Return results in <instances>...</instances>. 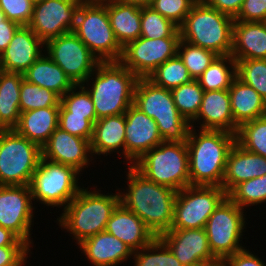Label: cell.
<instances>
[{
  "mask_svg": "<svg viewBox=\"0 0 266 266\" xmlns=\"http://www.w3.org/2000/svg\"><path fill=\"white\" fill-rule=\"evenodd\" d=\"M126 192L119 190L120 203L136 214L159 237L171 229L177 191L147 179L133 165L127 166Z\"/></svg>",
  "mask_w": 266,
  "mask_h": 266,
  "instance_id": "obj_1",
  "label": "cell"
},
{
  "mask_svg": "<svg viewBox=\"0 0 266 266\" xmlns=\"http://www.w3.org/2000/svg\"><path fill=\"white\" fill-rule=\"evenodd\" d=\"M191 127L186 141L190 185L220 186L228 153L236 134L223 130H201Z\"/></svg>",
  "mask_w": 266,
  "mask_h": 266,
  "instance_id": "obj_2",
  "label": "cell"
},
{
  "mask_svg": "<svg viewBox=\"0 0 266 266\" xmlns=\"http://www.w3.org/2000/svg\"><path fill=\"white\" fill-rule=\"evenodd\" d=\"M137 80L138 77L120 61L101 62L81 84L90 94L97 120L125 113L133 104Z\"/></svg>",
  "mask_w": 266,
  "mask_h": 266,
  "instance_id": "obj_3",
  "label": "cell"
},
{
  "mask_svg": "<svg viewBox=\"0 0 266 266\" xmlns=\"http://www.w3.org/2000/svg\"><path fill=\"white\" fill-rule=\"evenodd\" d=\"M88 188L83 186L57 218L58 225L73 235L77 245L105 231L112 212L120 203L119 191L104 194L99 189L88 191Z\"/></svg>",
  "mask_w": 266,
  "mask_h": 266,
  "instance_id": "obj_4",
  "label": "cell"
},
{
  "mask_svg": "<svg viewBox=\"0 0 266 266\" xmlns=\"http://www.w3.org/2000/svg\"><path fill=\"white\" fill-rule=\"evenodd\" d=\"M234 18L198 0L179 27L180 38L190 44L231 55Z\"/></svg>",
  "mask_w": 266,
  "mask_h": 266,
  "instance_id": "obj_5",
  "label": "cell"
},
{
  "mask_svg": "<svg viewBox=\"0 0 266 266\" xmlns=\"http://www.w3.org/2000/svg\"><path fill=\"white\" fill-rule=\"evenodd\" d=\"M133 104L157 123L163 142H186L191 123L177 110L171 90L138 78Z\"/></svg>",
  "mask_w": 266,
  "mask_h": 266,
  "instance_id": "obj_6",
  "label": "cell"
},
{
  "mask_svg": "<svg viewBox=\"0 0 266 266\" xmlns=\"http://www.w3.org/2000/svg\"><path fill=\"white\" fill-rule=\"evenodd\" d=\"M186 142H162L133 166L147 179L180 191L190 185Z\"/></svg>",
  "mask_w": 266,
  "mask_h": 266,
  "instance_id": "obj_7",
  "label": "cell"
},
{
  "mask_svg": "<svg viewBox=\"0 0 266 266\" xmlns=\"http://www.w3.org/2000/svg\"><path fill=\"white\" fill-rule=\"evenodd\" d=\"M100 62H118L123 48L115 38L105 3L81 2L72 30Z\"/></svg>",
  "mask_w": 266,
  "mask_h": 266,
  "instance_id": "obj_8",
  "label": "cell"
},
{
  "mask_svg": "<svg viewBox=\"0 0 266 266\" xmlns=\"http://www.w3.org/2000/svg\"><path fill=\"white\" fill-rule=\"evenodd\" d=\"M42 157L41 148L15 129H0V185H28Z\"/></svg>",
  "mask_w": 266,
  "mask_h": 266,
  "instance_id": "obj_9",
  "label": "cell"
},
{
  "mask_svg": "<svg viewBox=\"0 0 266 266\" xmlns=\"http://www.w3.org/2000/svg\"><path fill=\"white\" fill-rule=\"evenodd\" d=\"M79 176L80 173L73 167L41 157L29 184L32 200L47 207L64 209L81 189Z\"/></svg>",
  "mask_w": 266,
  "mask_h": 266,
  "instance_id": "obj_10",
  "label": "cell"
},
{
  "mask_svg": "<svg viewBox=\"0 0 266 266\" xmlns=\"http://www.w3.org/2000/svg\"><path fill=\"white\" fill-rule=\"evenodd\" d=\"M244 210L227 197L206 222L204 229L216 258L225 259L246 248L240 243L247 224Z\"/></svg>",
  "mask_w": 266,
  "mask_h": 266,
  "instance_id": "obj_11",
  "label": "cell"
},
{
  "mask_svg": "<svg viewBox=\"0 0 266 266\" xmlns=\"http://www.w3.org/2000/svg\"><path fill=\"white\" fill-rule=\"evenodd\" d=\"M227 198L220 186L189 185L176 194L171 229L204 228L214 210Z\"/></svg>",
  "mask_w": 266,
  "mask_h": 266,
  "instance_id": "obj_12",
  "label": "cell"
},
{
  "mask_svg": "<svg viewBox=\"0 0 266 266\" xmlns=\"http://www.w3.org/2000/svg\"><path fill=\"white\" fill-rule=\"evenodd\" d=\"M45 53L75 85L87 81L101 63L73 31L47 41Z\"/></svg>",
  "mask_w": 266,
  "mask_h": 266,
  "instance_id": "obj_13",
  "label": "cell"
},
{
  "mask_svg": "<svg viewBox=\"0 0 266 266\" xmlns=\"http://www.w3.org/2000/svg\"><path fill=\"white\" fill-rule=\"evenodd\" d=\"M32 201L28 185H0V226L10 230L30 248L33 244L30 239L33 210L36 209Z\"/></svg>",
  "mask_w": 266,
  "mask_h": 266,
  "instance_id": "obj_14",
  "label": "cell"
},
{
  "mask_svg": "<svg viewBox=\"0 0 266 266\" xmlns=\"http://www.w3.org/2000/svg\"><path fill=\"white\" fill-rule=\"evenodd\" d=\"M180 39H148L140 36L123 48L120 62L138 78H148L159 65L177 55Z\"/></svg>",
  "mask_w": 266,
  "mask_h": 266,
  "instance_id": "obj_15",
  "label": "cell"
},
{
  "mask_svg": "<svg viewBox=\"0 0 266 266\" xmlns=\"http://www.w3.org/2000/svg\"><path fill=\"white\" fill-rule=\"evenodd\" d=\"M82 0H42L34 3L28 27L44 42L71 32Z\"/></svg>",
  "mask_w": 266,
  "mask_h": 266,
  "instance_id": "obj_16",
  "label": "cell"
},
{
  "mask_svg": "<svg viewBox=\"0 0 266 266\" xmlns=\"http://www.w3.org/2000/svg\"><path fill=\"white\" fill-rule=\"evenodd\" d=\"M125 160L133 165L146 152L163 142L157 123L132 104L125 112Z\"/></svg>",
  "mask_w": 266,
  "mask_h": 266,
  "instance_id": "obj_17",
  "label": "cell"
},
{
  "mask_svg": "<svg viewBox=\"0 0 266 266\" xmlns=\"http://www.w3.org/2000/svg\"><path fill=\"white\" fill-rule=\"evenodd\" d=\"M41 150L42 158L71 166L80 174L93 159L89 140L71 135L60 127L55 129Z\"/></svg>",
  "mask_w": 266,
  "mask_h": 266,
  "instance_id": "obj_18",
  "label": "cell"
},
{
  "mask_svg": "<svg viewBox=\"0 0 266 266\" xmlns=\"http://www.w3.org/2000/svg\"><path fill=\"white\" fill-rule=\"evenodd\" d=\"M183 266H202L217 259L204 228L170 229L159 236Z\"/></svg>",
  "mask_w": 266,
  "mask_h": 266,
  "instance_id": "obj_19",
  "label": "cell"
},
{
  "mask_svg": "<svg viewBox=\"0 0 266 266\" xmlns=\"http://www.w3.org/2000/svg\"><path fill=\"white\" fill-rule=\"evenodd\" d=\"M42 47L45 43L28 26H20L0 55V70L23 74L43 54Z\"/></svg>",
  "mask_w": 266,
  "mask_h": 266,
  "instance_id": "obj_20",
  "label": "cell"
},
{
  "mask_svg": "<svg viewBox=\"0 0 266 266\" xmlns=\"http://www.w3.org/2000/svg\"><path fill=\"white\" fill-rule=\"evenodd\" d=\"M200 124L199 130H223L233 134L238 131L234 122L228 90L204 91L200 111L191 122Z\"/></svg>",
  "mask_w": 266,
  "mask_h": 266,
  "instance_id": "obj_21",
  "label": "cell"
},
{
  "mask_svg": "<svg viewBox=\"0 0 266 266\" xmlns=\"http://www.w3.org/2000/svg\"><path fill=\"white\" fill-rule=\"evenodd\" d=\"M105 231L124 242L133 252L156 238L146 224L121 203L112 212Z\"/></svg>",
  "mask_w": 266,
  "mask_h": 266,
  "instance_id": "obj_22",
  "label": "cell"
},
{
  "mask_svg": "<svg viewBox=\"0 0 266 266\" xmlns=\"http://www.w3.org/2000/svg\"><path fill=\"white\" fill-rule=\"evenodd\" d=\"M265 174L266 158L235 142L227 156L222 188L228 194L236 185Z\"/></svg>",
  "mask_w": 266,
  "mask_h": 266,
  "instance_id": "obj_23",
  "label": "cell"
},
{
  "mask_svg": "<svg viewBox=\"0 0 266 266\" xmlns=\"http://www.w3.org/2000/svg\"><path fill=\"white\" fill-rule=\"evenodd\" d=\"M78 246L94 266H117L133 256L124 242L106 231L84 239Z\"/></svg>",
  "mask_w": 266,
  "mask_h": 266,
  "instance_id": "obj_24",
  "label": "cell"
},
{
  "mask_svg": "<svg viewBox=\"0 0 266 266\" xmlns=\"http://www.w3.org/2000/svg\"><path fill=\"white\" fill-rule=\"evenodd\" d=\"M231 56L235 61L266 59V23L234 21Z\"/></svg>",
  "mask_w": 266,
  "mask_h": 266,
  "instance_id": "obj_25",
  "label": "cell"
},
{
  "mask_svg": "<svg viewBox=\"0 0 266 266\" xmlns=\"http://www.w3.org/2000/svg\"><path fill=\"white\" fill-rule=\"evenodd\" d=\"M125 127V113L98 119L94 123L90 142L92 156L95 154L108 156L115 152L119 155L122 153L125 158Z\"/></svg>",
  "mask_w": 266,
  "mask_h": 266,
  "instance_id": "obj_26",
  "label": "cell"
},
{
  "mask_svg": "<svg viewBox=\"0 0 266 266\" xmlns=\"http://www.w3.org/2000/svg\"><path fill=\"white\" fill-rule=\"evenodd\" d=\"M60 107H46L21 112L14 128L20 135L42 148L58 127Z\"/></svg>",
  "mask_w": 266,
  "mask_h": 266,
  "instance_id": "obj_27",
  "label": "cell"
},
{
  "mask_svg": "<svg viewBox=\"0 0 266 266\" xmlns=\"http://www.w3.org/2000/svg\"><path fill=\"white\" fill-rule=\"evenodd\" d=\"M234 122L241 124L266 115V101L259 93L237 77L228 89Z\"/></svg>",
  "mask_w": 266,
  "mask_h": 266,
  "instance_id": "obj_28",
  "label": "cell"
},
{
  "mask_svg": "<svg viewBox=\"0 0 266 266\" xmlns=\"http://www.w3.org/2000/svg\"><path fill=\"white\" fill-rule=\"evenodd\" d=\"M27 82L46 88L60 98L75 84L45 52L23 73Z\"/></svg>",
  "mask_w": 266,
  "mask_h": 266,
  "instance_id": "obj_29",
  "label": "cell"
},
{
  "mask_svg": "<svg viewBox=\"0 0 266 266\" xmlns=\"http://www.w3.org/2000/svg\"><path fill=\"white\" fill-rule=\"evenodd\" d=\"M105 6L115 38L122 48L141 36V7L117 0L106 2Z\"/></svg>",
  "mask_w": 266,
  "mask_h": 266,
  "instance_id": "obj_30",
  "label": "cell"
},
{
  "mask_svg": "<svg viewBox=\"0 0 266 266\" xmlns=\"http://www.w3.org/2000/svg\"><path fill=\"white\" fill-rule=\"evenodd\" d=\"M22 73L0 70V129H14L20 119Z\"/></svg>",
  "mask_w": 266,
  "mask_h": 266,
  "instance_id": "obj_31",
  "label": "cell"
},
{
  "mask_svg": "<svg viewBox=\"0 0 266 266\" xmlns=\"http://www.w3.org/2000/svg\"><path fill=\"white\" fill-rule=\"evenodd\" d=\"M236 77V61L231 55L218 56L196 80L204 91L228 90Z\"/></svg>",
  "mask_w": 266,
  "mask_h": 266,
  "instance_id": "obj_32",
  "label": "cell"
},
{
  "mask_svg": "<svg viewBox=\"0 0 266 266\" xmlns=\"http://www.w3.org/2000/svg\"><path fill=\"white\" fill-rule=\"evenodd\" d=\"M147 79L154 85L169 90L193 80L178 55L159 65Z\"/></svg>",
  "mask_w": 266,
  "mask_h": 266,
  "instance_id": "obj_33",
  "label": "cell"
},
{
  "mask_svg": "<svg viewBox=\"0 0 266 266\" xmlns=\"http://www.w3.org/2000/svg\"><path fill=\"white\" fill-rule=\"evenodd\" d=\"M171 94L178 112L191 123L200 111L204 94L198 81L192 80L173 88Z\"/></svg>",
  "mask_w": 266,
  "mask_h": 266,
  "instance_id": "obj_34",
  "label": "cell"
},
{
  "mask_svg": "<svg viewBox=\"0 0 266 266\" xmlns=\"http://www.w3.org/2000/svg\"><path fill=\"white\" fill-rule=\"evenodd\" d=\"M236 142L247 151L266 158V115L241 124Z\"/></svg>",
  "mask_w": 266,
  "mask_h": 266,
  "instance_id": "obj_35",
  "label": "cell"
},
{
  "mask_svg": "<svg viewBox=\"0 0 266 266\" xmlns=\"http://www.w3.org/2000/svg\"><path fill=\"white\" fill-rule=\"evenodd\" d=\"M141 37H180L179 27L150 6L141 7Z\"/></svg>",
  "mask_w": 266,
  "mask_h": 266,
  "instance_id": "obj_36",
  "label": "cell"
},
{
  "mask_svg": "<svg viewBox=\"0 0 266 266\" xmlns=\"http://www.w3.org/2000/svg\"><path fill=\"white\" fill-rule=\"evenodd\" d=\"M132 257L134 266H183L159 237L133 252Z\"/></svg>",
  "mask_w": 266,
  "mask_h": 266,
  "instance_id": "obj_37",
  "label": "cell"
},
{
  "mask_svg": "<svg viewBox=\"0 0 266 266\" xmlns=\"http://www.w3.org/2000/svg\"><path fill=\"white\" fill-rule=\"evenodd\" d=\"M177 55L180 57L193 80L200 77L219 56L215 52L190 44L180 39Z\"/></svg>",
  "mask_w": 266,
  "mask_h": 266,
  "instance_id": "obj_38",
  "label": "cell"
},
{
  "mask_svg": "<svg viewBox=\"0 0 266 266\" xmlns=\"http://www.w3.org/2000/svg\"><path fill=\"white\" fill-rule=\"evenodd\" d=\"M20 112L46 107H60V97L46 88L22 80L20 86Z\"/></svg>",
  "mask_w": 266,
  "mask_h": 266,
  "instance_id": "obj_39",
  "label": "cell"
},
{
  "mask_svg": "<svg viewBox=\"0 0 266 266\" xmlns=\"http://www.w3.org/2000/svg\"><path fill=\"white\" fill-rule=\"evenodd\" d=\"M227 197L242 209L266 203V174L236 185Z\"/></svg>",
  "mask_w": 266,
  "mask_h": 266,
  "instance_id": "obj_40",
  "label": "cell"
},
{
  "mask_svg": "<svg viewBox=\"0 0 266 266\" xmlns=\"http://www.w3.org/2000/svg\"><path fill=\"white\" fill-rule=\"evenodd\" d=\"M236 77L254 88L266 101V59L236 61Z\"/></svg>",
  "mask_w": 266,
  "mask_h": 266,
  "instance_id": "obj_41",
  "label": "cell"
},
{
  "mask_svg": "<svg viewBox=\"0 0 266 266\" xmlns=\"http://www.w3.org/2000/svg\"><path fill=\"white\" fill-rule=\"evenodd\" d=\"M60 104L72 115L85 116L93 125L97 121L94 104L88 91L81 85H74L60 98Z\"/></svg>",
  "mask_w": 266,
  "mask_h": 266,
  "instance_id": "obj_42",
  "label": "cell"
},
{
  "mask_svg": "<svg viewBox=\"0 0 266 266\" xmlns=\"http://www.w3.org/2000/svg\"><path fill=\"white\" fill-rule=\"evenodd\" d=\"M198 0H152L150 7L180 27Z\"/></svg>",
  "mask_w": 266,
  "mask_h": 266,
  "instance_id": "obj_43",
  "label": "cell"
},
{
  "mask_svg": "<svg viewBox=\"0 0 266 266\" xmlns=\"http://www.w3.org/2000/svg\"><path fill=\"white\" fill-rule=\"evenodd\" d=\"M58 127L71 135L87 139L91 142L94 125L85 116L72 115L61 104L59 109Z\"/></svg>",
  "mask_w": 266,
  "mask_h": 266,
  "instance_id": "obj_44",
  "label": "cell"
},
{
  "mask_svg": "<svg viewBox=\"0 0 266 266\" xmlns=\"http://www.w3.org/2000/svg\"><path fill=\"white\" fill-rule=\"evenodd\" d=\"M34 3L31 0H0V9L8 20L27 26L33 14Z\"/></svg>",
  "mask_w": 266,
  "mask_h": 266,
  "instance_id": "obj_45",
  "label": "cell"
},
{
  "mask_svg": "<svg viewBox=\"0 0 266 266\" xmlns=\"http://www.w3.org/2000/svg\"><path fill=\"white\" fill-rule=\"evenodd\" d=\"M234 20L241 22H265L266 0H244Z\"/></svg>",
  "mask_w": 266,
  "mask_h": 266,
  "instance_id": "obj_46",
  "label": "cell"
},
{
  "mask_svg": "<svg viewBox=\"0 0 266 266\" xmlns=\"http://www.w3.org/2000/svg\"><path fill=\"white\" fill-rule=\"evenodd\" d=\"M29 246H1L0 266H24L30 252Z\"/></svg>",
  "mask_w": 266,
  "mask_h": 266,
  "instance_id": "obj_47",
  "label": "cell"
},
{
  "mask_svg": "<svg viewBox=\"0 0 266 266\" xmlns=\"http://www.w3.org/2000/svg\"><path fill=\"white\" fill-rule=\"evenodd\" d=\"M225 259L230 266H266L261 258L245 248Z\"/></svg>",
  "mask_w": 266,
  "mask_h": 266,
  "instance_id": "obj_48",
  "label": "cell"
},
{
  "mask_svg": "<svg viewBox=\"0 0 266 266\" xmlns=\"http://www.w3.org/2000/svg\"><path fill=\"white\" fill-rule=\"evenodd\" d=\"M209 6L235 18L244 0H204Z\"/></svg>",
  "mask_w": 266,
  "mask_h": 266,
  "instance_id": "obj_49",
  "label": "cell"
},
{
  "mask_svg": "<svg viewBox=\"0 0 266 266\" xmlns=\"http://www.w3.org/2000/svg\"><path fill=\"white\" fill-rule=\"evenodd\" d=\"M20 25L11 20H4L0 24V55L7 48L14 33Z\"/></svg>",
  "mask_w": 266,
  "mask_h": 266,
  "instance_id": "obj_50",
  "label": "cell"
},
{
  "mask_svg": "<svg viewBox=\"0 0 266 266\" xmlns=\"http://www.w3.org/2000/svg\"><path fill=\"white\" fill-rule=\"evenodd\" d=\"M1 246H28L25 242L21 241L10 230L0 226V247Z\"/></svg>",
  "mask_w": 266,
  "mask_h": 266,
  "instance_id": "obj_51",
  "label": "cell"
},
{
  "mask_svg": "<svg viewBox=\"0 0 266 266\" xmlns=\"http://www.w3.org/2000/svg\"><path fill=\"white\" fill-rule=\"evenodd\" d=\"M120 3L136 5L139 7L150 6L152 0H117Z\"/></svg>",
  "mask_w": 266,
  "mask_h": 266,
  "instance_id": "obj_52",
  "label": "cell"
},
{
  "mask_svg": "<svg viewBox=\"0 0 266 266\" xmlns=\"http://www.w3.org/2000/svg\"><path fill=\"white\" fill-rule=\"evenodd\" d=\"M202 266H230L226 259L217 258L210 262H205Z\"/></svg>",
  "mask_w": 266,
  "mask_h": 266,
  "instance_id": "obj_53",
  "label": "cell"
},
{
  "mask_svg": "<svg viewBox=\"0 0 266 266\" xmlns=\"http://www.w3.org/2000/svg\"><path fill=\"white\" fill-rule=\"evenodd\" d=\"M83 2H88V3H106V2H111L114 0H82Z\"/></svg>",
  "mask_w": 266,
  "mask_h": 266,
  "instance_id": "obj_54",
  "label": "cell"
},
{
  "mask_svg": "<svg viewBox=\"0 0 266 266\" xmlns=\"http://www.w3.org/2000/svg\"><path fill=\"white\" fill-rule=\"evenodd\" d=\"M6 19H7V17L5 16V14L0 9V24H1L2 21L6 20Z\"/></svg>",
  "mask_w": 266,
  "mask_h": 266,
  "instance_id": "obj_55",
  "label": "cell"
},
{
  "mask_svg": "<svg viewBox=\"0 0 266 266\" xmlns=\"http://www.w3.org/2000/svg\"><path fill=\"white\" fill-rule=\"evenodd\" d=\"M33 3H36V2H39V1H42V0H31Z\"/></svg>",
  "mask_w": 266,
  "mask_h": 266,
  "instance_id": "obj_56",
  "label": "cell"
}]
</instances>
